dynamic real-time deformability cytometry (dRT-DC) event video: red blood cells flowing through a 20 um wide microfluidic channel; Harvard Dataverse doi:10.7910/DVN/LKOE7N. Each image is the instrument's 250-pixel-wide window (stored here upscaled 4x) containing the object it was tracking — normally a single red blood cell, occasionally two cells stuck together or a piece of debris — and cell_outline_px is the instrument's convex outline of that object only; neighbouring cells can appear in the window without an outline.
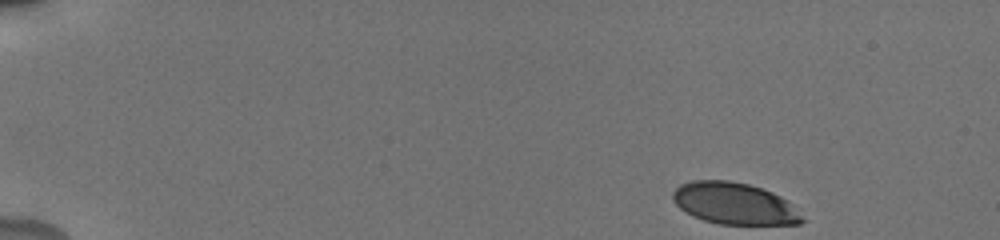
{"species": "human", "species_latin": "Homo sapiens", "temperature_condition": "cold", "stored_images_in_passage": 49, "camera_frame_rate_fps": 3000, "um_per_image_px": 0.085, "donor": {"sex": "male"}, "frame": {"image": 1, "passage_image": 1, "time_ms": 0.0, "image_size_px": [1000, 240], "cell_outline_px": [[808, 220], [800, 224], [720, 224], [704, 220], [692, 216], [680, 208], [672, 200], [672, 192], [680, 184], [692, 180], [728, 180], [748, 184], [772, 192], [788, 200]], "centroid_in_image_um": [62.44, 17.3], "position_along_channel_um": 22.6, "area_um2": 31.67}}
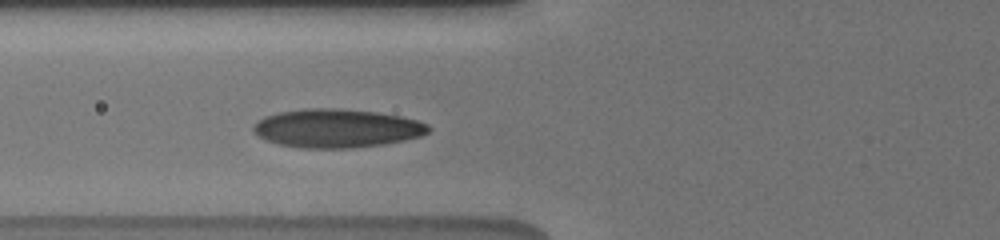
{"frame": {"image": 2, "passage_image": 17, "time_ms": 5.333, "image_size_px": [1000, 240], "cell_outline_px": [[432, 128], [428, 132], [420, 136], [404, 140], [384, 144], [352, 148], [300, 148], [280, 144], [264, 140], [252, 132], [252, 124], [264, 116], [280, 112], [304, 108], [340, 108], [376, 112], [400, 116], [416, 120], [428, 124]], "centroid_in_image_um": [28.59, 10.9], "position_along_channel_um": 97.2, "area_um2": 39.65}}
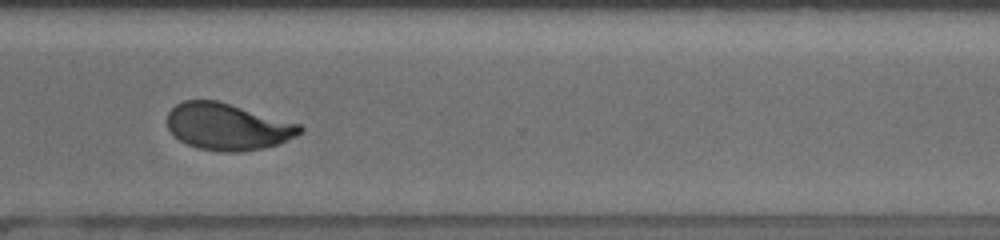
{"frame": {"image": 3, "passage_image": 37, "time_ms": 12.0, "image_size_px": [1000, 240], "cell_outline_px": [[304, 132], [280, 144], [264, 148], [240, 152], [220, 152], [196, 148], [180, 140], [168, 128], [168, 112], [176, 104], [184, 100], [216, 100], [300, 124], [304, 128]], "centroid_in_image_um": [19.37, 10.78], "position_along_channel_um": 351.2, "area_um2": 36.18}, "authors_computed_cell_mechanics": {"area_um2": 36.4718, "velocity_mm_per_s": 3.8106, "shape_relaxation_time_tau1_ms": 3.8626, "shape_relaxation_time_tau2_ms": 0.8135, "deformation_change_tau1": 0.1808, "deformation_change_tau2": 0.0636}}